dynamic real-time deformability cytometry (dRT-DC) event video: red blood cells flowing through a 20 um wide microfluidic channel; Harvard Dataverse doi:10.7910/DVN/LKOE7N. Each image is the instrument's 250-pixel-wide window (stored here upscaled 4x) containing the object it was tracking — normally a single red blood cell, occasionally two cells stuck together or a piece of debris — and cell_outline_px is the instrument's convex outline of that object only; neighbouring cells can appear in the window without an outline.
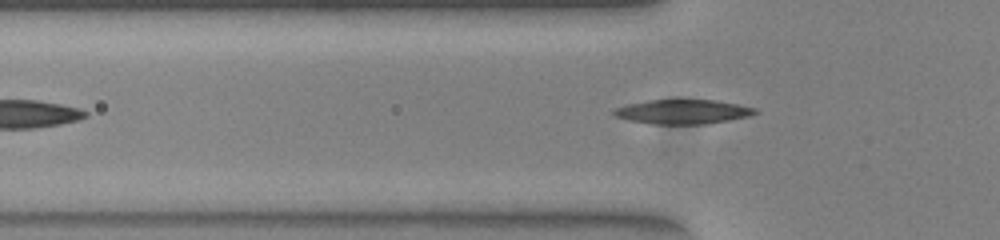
{"species": "common noctule bat (a hibernating species)", "species_latin": "Nyctalus noctula", "temperature_condition": "warm", "stored_images_in_passage": 29, "camera_frame_rate_fps": 3000, "um_per_image_px": 0.085, "animal": {"sex": "female", "body_mass_g": 23.0, "forearm_length_mm": 53.4}, "frame": {"image": 1, "passage_image": 10, "time_ms": 3.0, "image_size_px": [1000, 240], "cell_outline_px": [[760, 112], [748, 116], [728, 120], [704, 124], [656, 124], [632, 120], [616, 116], [612, 112], [616, 108], [628, 104], [648, 100], [716, 100], [756, 108]], "centroid_in_image_um": [58.08, 9.49], "position_along_channel_um": 67.7, "area_um2": 19.71}}
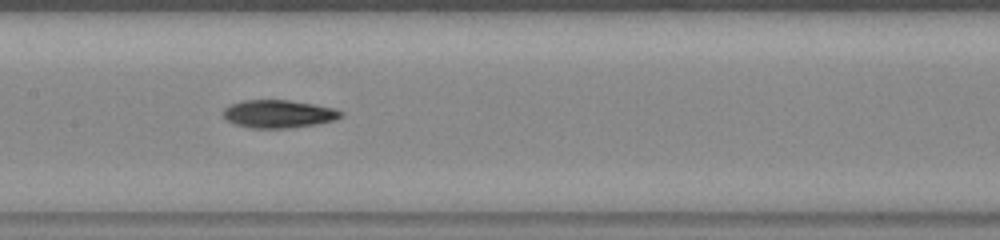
{"frame": {"image": 2, "passage_image": 19, "time_ms": 6.0, "image_size_px": [1000, 240], "cell_outline_px": [[344, 116], [336, 120], [316, 124], [292, 128], [252, 128], [236, 124], [228, 120], [220, 112], [224, 108], [240, 100], [288, 100], [316, 104], [336, 108], [344, 112]], "centroid_in_image_um": [23.73, 9.67], "position_along_channel_um": 183.7, "area_um2": 19.42}}
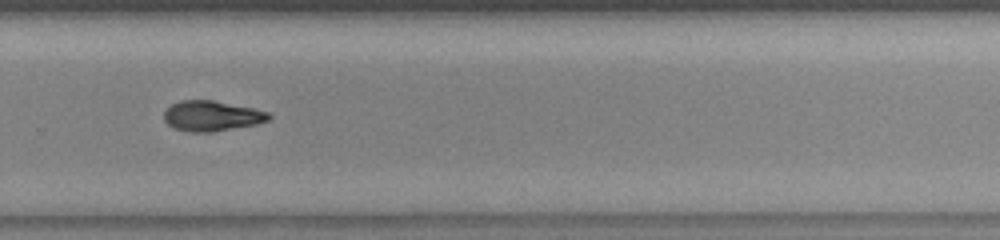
{"frame": {"image": 3, "passage_image": 29, "time_ms": 9.333, "image_size_px": [1000, 240], "cell_outline_px": [[272, 116], [268, 120], [256, 124], [212, 132], [192, 132], [172, 128], [164, 120], [164, 112], [172, 104], [180, 100], [212, 100], [252, 108], [268, 112]], "centroid_in_image_um": [17.97, 9.86], "position_along_channel_um": 311.8, "area_um2": 18.38}}